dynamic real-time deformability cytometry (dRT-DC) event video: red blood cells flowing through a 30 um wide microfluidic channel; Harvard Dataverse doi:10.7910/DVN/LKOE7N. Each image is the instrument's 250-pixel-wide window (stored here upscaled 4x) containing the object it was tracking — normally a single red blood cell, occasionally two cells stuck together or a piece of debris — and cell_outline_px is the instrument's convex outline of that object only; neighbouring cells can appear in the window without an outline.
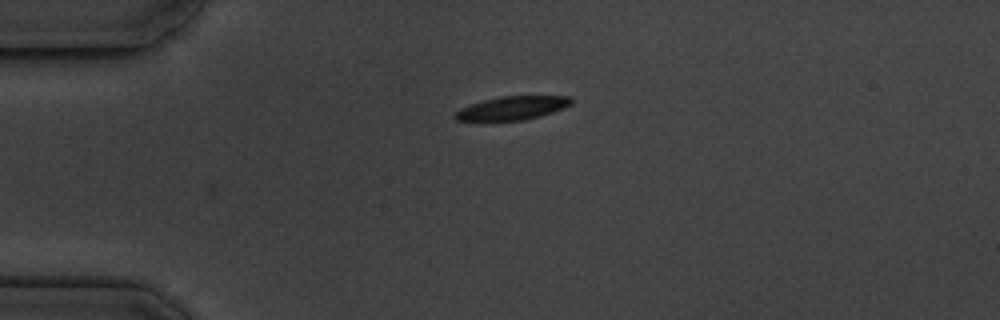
{"species": "common noctule bat (a hibernating species)", "species_latin": "Nyctalus noctula", "temperature_condition": "cold", "stored_images_in_passage": 1, "camera_frame_rate_fps": 3000, "um_per_image_px": 0.085, "animal": {"sex": "male", "body_mass_g": 19.5, "forearm_length_mm": 54.6}, "frame": {"image": 1, "passage_image": 1, "time_ms": 0.0, "image_size_px": [1000, 320], "cell_outline_px": [[572, 104], [564, 108], [540, 116], [524, 120], [456, 120], [452, 116], [460, 108], [484, 100], [500, 96], [572, 96]], "centroid_in_image_um": [43.57, 9.17], "position_along_channel_um": 41.4, "area_um2": 15.78}}